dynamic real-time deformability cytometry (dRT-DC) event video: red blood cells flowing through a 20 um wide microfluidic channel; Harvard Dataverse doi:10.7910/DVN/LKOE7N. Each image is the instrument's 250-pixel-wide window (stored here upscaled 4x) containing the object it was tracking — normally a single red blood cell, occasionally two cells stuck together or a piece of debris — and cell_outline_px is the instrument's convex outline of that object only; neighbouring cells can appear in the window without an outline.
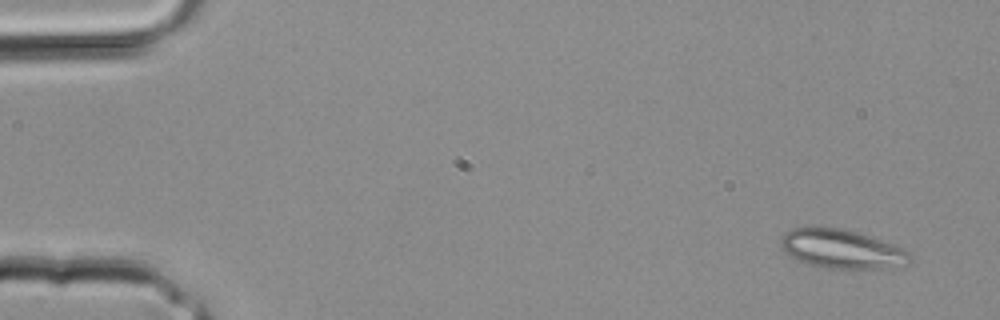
{"species": "common noctule bat (a hibernating species)", "species_latin": "Nyctalus noctula", "temperature_condition": "room temperature", "stored_images_in_passage": 34, "segment_of_instrument_passage": [1, 2], "camera_frame_rate_fps": 3000, "um_per_image_px": 0.085, "animal": {"sex": "male", "body_mass_g": 20.4}, "frame": {"image": 1, "passage_image": 2, "time_ms": 0.333, "image_size_px": [1000, 320], "cell_outline_px": [[912, 260], [908, 264], [880, 268], [828, 268], [812, 264], [800, 260], [784, 252], [780, 244], [780, 236], [784, 232], [792, 228], [840, 228], [856, 232], [904, 248], [912, 252]], "centroid_in_image_um": [71.57, 21.16], "position_along_channel_um": 13.4, "area_um2": 28.9}}